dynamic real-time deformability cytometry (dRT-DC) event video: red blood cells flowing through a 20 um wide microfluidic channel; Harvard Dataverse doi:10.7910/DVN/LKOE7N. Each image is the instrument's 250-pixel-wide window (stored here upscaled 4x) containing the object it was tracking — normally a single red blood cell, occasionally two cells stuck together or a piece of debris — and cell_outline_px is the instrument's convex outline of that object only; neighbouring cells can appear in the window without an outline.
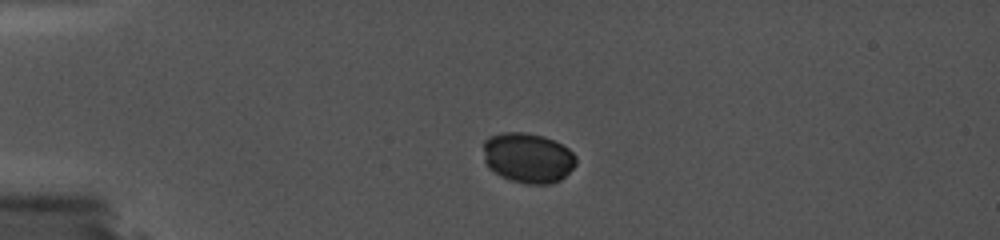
{"species": "common noctule bat (a hibernating species)", "species_latin": "Nyctalus noctula", "temperature_condition": "cold", "stored_images_in_passage": 52, "segment_of_instrument_passage": [1, 2], "camera_frame_rate_fps": 5000, "um_per_image_px": 0.085, "animal": {"sex": "female", "body_mass_g": 19.0, "forearm_length_mm": 56.7}, "frame": {"image": 1, "passage_image": 1, "time_ms": 0.0, "image_size_px": [1000, 240], "cell_outline_px": [[576, 164], [560, 180], [552, 184], [524, 184], [508, 180], [500, 176], [488, 168], [484, 160], [484, 140], [500, 132], [528, 132], [544, 136], [568, 148], [576, 156]], "centroid_in_image_um": [44.85, 13.42], "position_along_channel_um": 40.1, "area_um2": 27.28}}
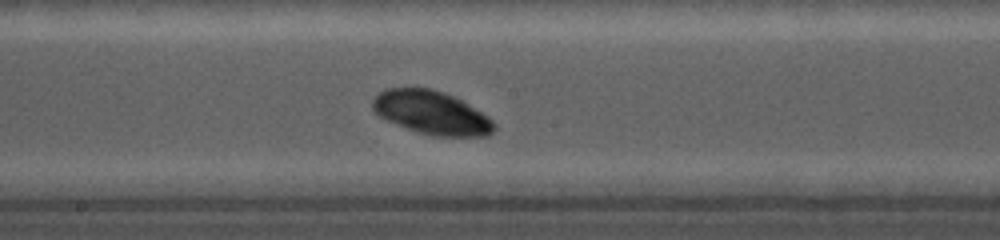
{"frame": {"image": 2, "passage_image": 30, "time_ms": 5.8, "image_size_px": [1000, 240], "cell_outline_px": [[496, 128], [488, 136], [432, 136], [416, 132], [388, 120], [380, 116], [372, 108], [372, 100], [384, 88], [432, 88], [444, 92], [460, 100], [488, 116], [496, 124]], "centroid_in_image_um": [36.69, 9.58], "position_along_channel_um": 211.5, "area_um2": 30.58}}
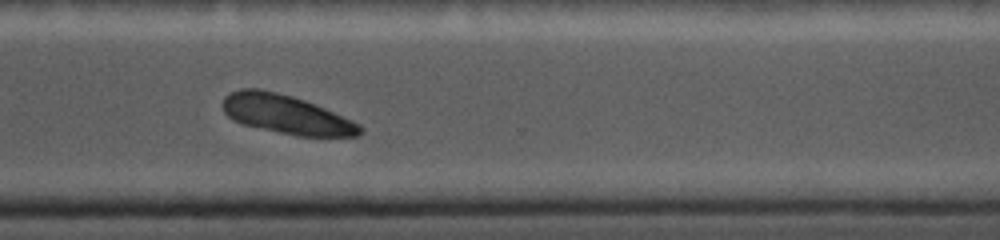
{"frame": {"image": 3, "passage_image": 48, "time_ms": 9.4, "image_size_px": [1000, 240], "cell_outline_px": [[364, 128], [360, 136], [296, 136], [240, 124], [232, 120], [224, 112], [220, 104], [224, 96], [240, 88], [260, 88], [292, 96], [304, 100], [324, 108], [352, 120], [360, 124]], "centroid_in_image_um": [24.29, 9.73], "position_along_channel_um": 346.3, "area_um2": 31.39}}